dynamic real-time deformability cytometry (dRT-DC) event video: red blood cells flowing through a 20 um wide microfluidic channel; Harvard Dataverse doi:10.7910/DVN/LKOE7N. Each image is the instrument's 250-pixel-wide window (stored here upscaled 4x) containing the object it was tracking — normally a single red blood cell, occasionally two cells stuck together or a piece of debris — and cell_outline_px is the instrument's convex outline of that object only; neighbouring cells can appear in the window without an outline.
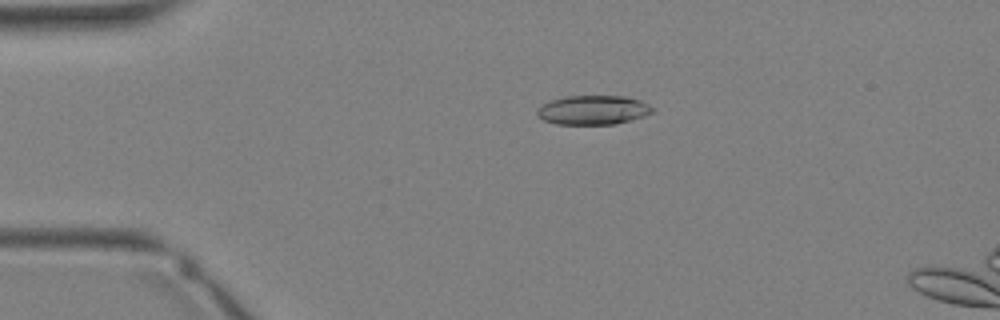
{"species": "Egyptian fruit bat (a non-hibernating species)", "species_latin": "Rousettus aegyptiacus", "temperature_condition": "warm", "stored_images_in_passage": 36, "segment_of_instrument_passage": [1, 2], "camera_frame_rate_fps": 3000, "um_per_image_px": 0.085, "animal": {"sex": "female"}, "frame": {"image": 1, "passage_image": 8, "time_ms": 2.333, "image_size_px": [1000, 320], "cell_outline_px": [[656, 108], [652, 112], [644, 116], [616, 124], [556, 124], [544, 120], [536, 116], [536, 112], [544, 104], [552, 100], [568, 96], [628, 96], [640, 100]], "centroid_in_image_um": [50.45, 9.35], "position_along_channel_um": 34.6, "area_um2": 19.59}}
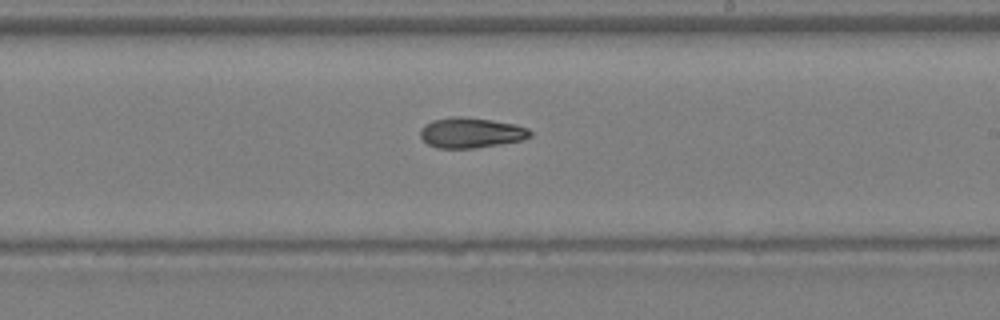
{"frame": {"image": 2, "passage_image": 21, "time_ms": 6.667, "image_size_px": [1000, 320], "cell_outline_px": [[532, 136], [520, 140], [500, 144], [476, 148], [436, 148], [428, 144], [420, 136], [420, 128], [424, 124], [432, 120], [452, 116], [460, 116], [492, 120], [516, 124], [528, 128], [532, 132]], "centroid_in_image_um": [40.02, 11.27], "position_along_channel_um": 249.0, "area_um2": 19.54}}
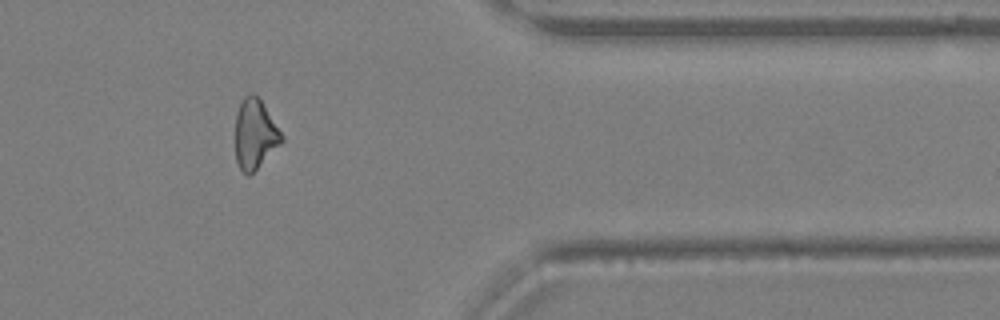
{"frame": {"image": 3, "passage_image": 29, "time_ms": 9.333, "image_size_px": [1000, 320], "cell_outline_px": [[284, 140], [248, 176], [240, 168], [236, 160], [236, 112], [244, 96], [252, 92], [260, 100], [284, 136]], "centroid_in_image_um": [21.66, 11.38], "position_along_channel_um": 389.7, "area_um2": 18.32}}